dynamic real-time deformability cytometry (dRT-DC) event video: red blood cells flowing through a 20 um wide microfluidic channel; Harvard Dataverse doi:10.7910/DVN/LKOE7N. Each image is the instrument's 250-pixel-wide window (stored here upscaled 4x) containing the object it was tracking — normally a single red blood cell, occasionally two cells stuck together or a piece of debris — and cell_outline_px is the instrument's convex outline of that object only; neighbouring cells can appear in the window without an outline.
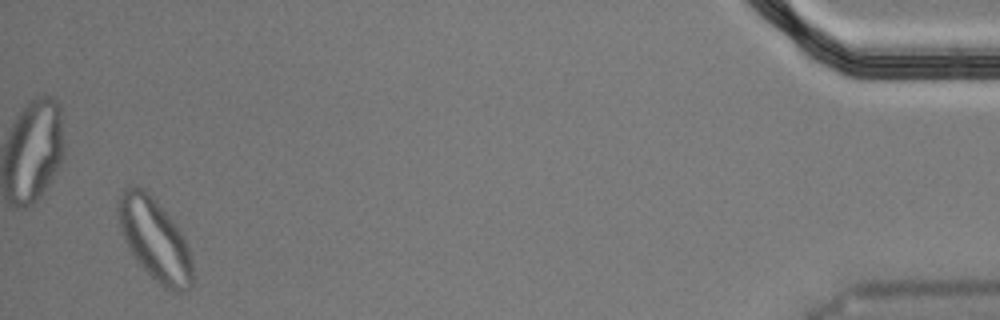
{"species": "Egyptian fruit bat (a non-hibernating species)", "species_latin": "Rousettus aegyptiacus", "temperature_condition": "cold", "stored_images_in_passage": 56, "segment_of_instrument_passage": [2, 2], "camera_frame_rate_fps": 3000, "um_per_image_px": 0.085, "animal": {"sex": "male"}, "frame": {"image": 1, "passage_image": 54, "time_ms": 17.667, "image_size_px": [1000, 320], "cell_outline_px": [[192, 284], [188, 288], [180, 292], [172, 292], [164, 288], [140, 264], [132, 252], [120, 228], [116, 208], [116, 204], [120, 192], [124, 188], [140, 188], [152, 196], [184, 236], [188, 248], [192, 264]], "centroid_in_image_um": [13.14, 20.36], "position_along_channel_um": 422.1, "area_um2": 34.62}}